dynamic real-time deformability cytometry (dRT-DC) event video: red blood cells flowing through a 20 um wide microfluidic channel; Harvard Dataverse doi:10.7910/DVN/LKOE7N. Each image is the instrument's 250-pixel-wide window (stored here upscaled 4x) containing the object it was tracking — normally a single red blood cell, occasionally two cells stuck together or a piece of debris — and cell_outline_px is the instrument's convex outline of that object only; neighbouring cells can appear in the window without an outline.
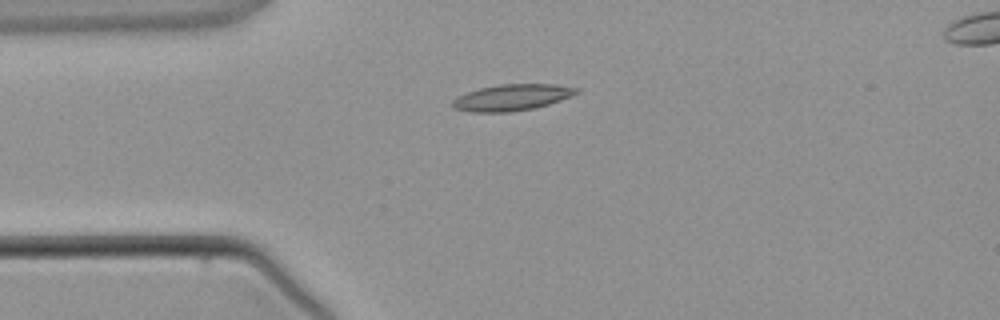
{"species": "common noctule bat (a hibernating species)", "species_latin": "Nyctalus noctula", "temperature_condition": "warm", "stored_images_in_passage": 2, "camera_frame_rate_fps": 3000, "um_per_image_px": 0.085, "animal": {"sex": "male", "body_mass_g": 21.5, "forearm_length_mm": 52.0}, "frame": {"image": 1, "passage_image": 1, "time_ms": 0.0, "image_size_px": [1000, 320], "cell_outline_px": [[580, 92], [572, 96], [536, 108], [512, 112], [472, 112], [456, 108], [452, 104], [452, 100], [468, 92], [480, 88], [500, 84], [556, 84], [580, 88]], "centroid_in_image_um": [43.58, 8.28], "position_along_channel_um": 41.4, "area_um2": 18.96}}